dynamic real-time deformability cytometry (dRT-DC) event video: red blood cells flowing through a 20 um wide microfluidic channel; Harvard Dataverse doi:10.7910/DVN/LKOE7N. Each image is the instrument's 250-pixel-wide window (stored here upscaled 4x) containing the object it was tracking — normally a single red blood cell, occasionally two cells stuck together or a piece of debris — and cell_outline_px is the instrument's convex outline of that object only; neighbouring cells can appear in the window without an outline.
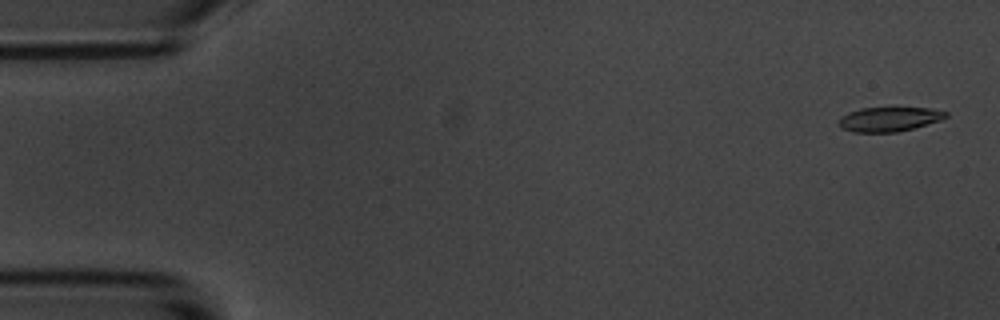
{"species": "common noctule bat (a hibernating species)", "species_latin": "Nyctalus noctula", "temperature_condition": "room temperature", "stored_images_in_passage": 5, "camera_frame_rate_fps": 3000, "um_per_image_px": 0.085, "animal": {"sex": "male", "body_mass_g": 20.1, "forearm_length_mm": 53.5}, "frame": {"image": 1, "passage_image": 1, "time_ms": 0.0, "image_size_px": [1000, 320], "cell_outline_px": [[948, 116], [940, 120], [912, 128], [896, 132], [852, 132], [840, 128], [836, 124], [840, 116], [848, 112], [860, 108], [892, 104], [932, 108], [948, 112]], "centroid_in_image_um": [75.54, 10.06], "position_along_channel_um": 9.5, "area_um2": 16.36}}
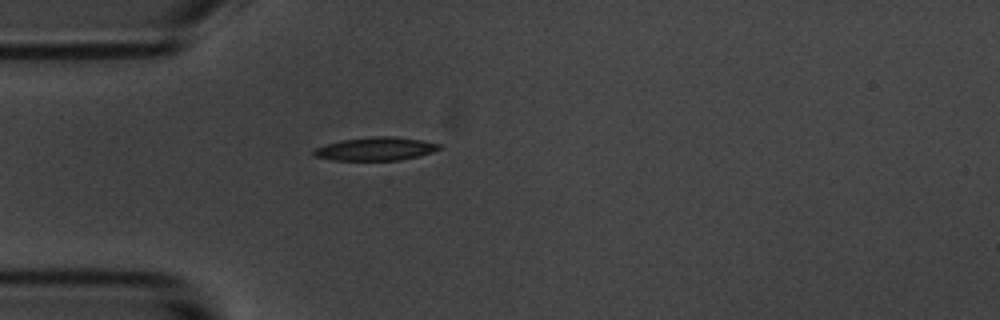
{"frame": {"image": 2, "passage_image": 5, "time_ms": 4.667, "image_size_px": [1000, 320], "cell_outline_px": [[444, 148], [432, 152], [400, 160], [332, 160], [316, 156], [312, 152], [316, 148], [328, 144], [344, 140], [372, 136], [396, 136], [420, 140], [440, 144]], "centroid_in_image_um": [31.98, 12.65], "position_along_channel_um": 53.0, "area_um2": 16.82}}